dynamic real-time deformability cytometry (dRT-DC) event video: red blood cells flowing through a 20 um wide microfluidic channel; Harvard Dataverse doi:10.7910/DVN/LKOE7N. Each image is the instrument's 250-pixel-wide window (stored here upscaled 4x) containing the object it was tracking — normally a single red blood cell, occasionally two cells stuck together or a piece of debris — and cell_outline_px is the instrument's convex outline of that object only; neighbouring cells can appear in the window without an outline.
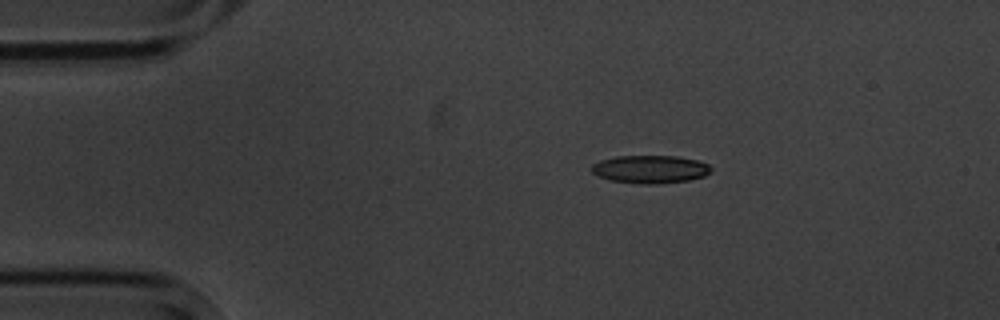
{"species": "common noctule bat (a hibernating species)", "species_latin": "Nyctalus noctula", "temperature_condition": "cold", "stored_images_in_passage": 3, "camera_frame_rate_fps": 3000, "um_per_image_px": 0.085, "animal": {"sex": "male", "body_mass_g": 20.1, "forearm_length_mm": 53.5}, "frame": {"image": 1, "passage_image": 1, "time_ms": 0.0, "image_size_px": [1000, 320], "cell_outline_px": [[712, 172], [704, 176], [688, 180], [652, 184], [640, 184], [612, 180], [600, 176], [592, 172], [592, 164], [600, 160], [616, 156], [676, 156], [696, 160], [708, 164], [712, 168]], "centroid_in_image_um": [55.29, 14.38], "position_along_channel_um": 29.7, "area_um2": 19.31}}
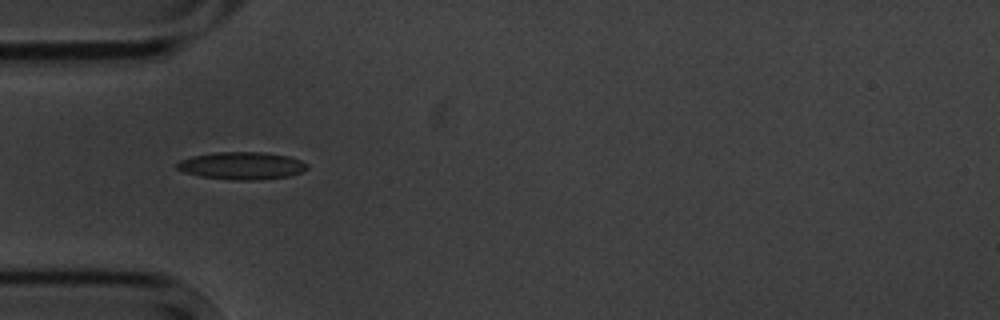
{"frame": {"image": 2, "passage_image": 3, "time_ms": 2.333, "image_size_px": [1000, 320], "cell_outline_px": [[308, 168], [300, 172], [288, 176], [256, 180], [236, 180], [200, 176], [184, 172], [176, 168], [176, 164], [180, 160], [192, 156], [212, 152], [260, 152], [288, 156], [300, 160], [308, 164]], "centroid_in_image_um": [20.53, 14.08], "position_along_channel_um": 64.5, "area_um2": 20.75}}